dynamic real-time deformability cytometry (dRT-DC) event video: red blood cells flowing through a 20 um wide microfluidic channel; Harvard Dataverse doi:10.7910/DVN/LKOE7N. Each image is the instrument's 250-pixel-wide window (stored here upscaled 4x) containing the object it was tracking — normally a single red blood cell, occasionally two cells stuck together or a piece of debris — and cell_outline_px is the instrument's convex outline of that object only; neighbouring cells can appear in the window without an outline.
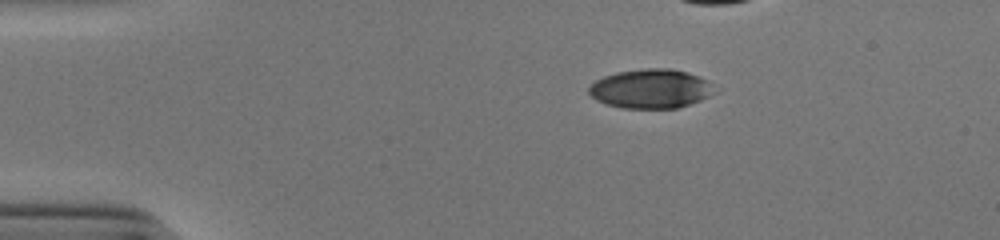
{"species": "human", "species_latin": "Homo sapiens", "temperature_condition": "cold", "stored_images_in_passage": 34, "camera_frame_rate_fps": 3000, "um_per_image_px": 0.085, "donor": {"sex": "male"}, "frame": {"image": 1, "passage_image": 1, "time_ms": 0.0, "image_size_px": [1000, 240], "cell_outline_px": [[716, 92], [700, 100], [676, 108], [624, 108], [608, 104], [596, 100], [588, 92], [588, 88], [596, 80], [604, 76], [616, 72], [644, 68], [668, 68], [688, 72], [700, 76], [708, 80]], "centroid_in_image_um": [55.32, 7.53], "position_along_channel_um": 29.7, "area_um2": 28.61}}
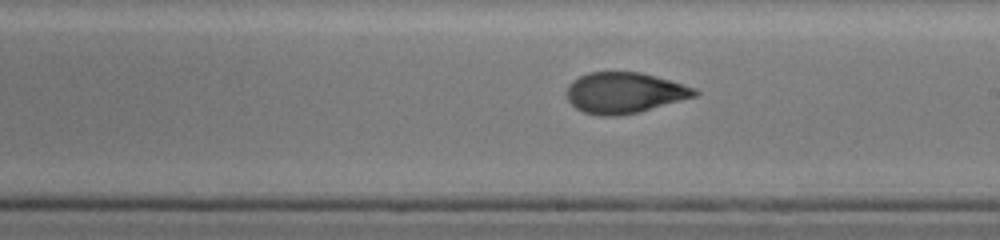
{"frame": {"image": 2, "passage_image": 22, "time_ms": 7.0, "image_size_px": [1000, 240], "cell_outline_px": [[700, 92], [696, 96], [640, 112], [616, 116], [600, 116], [584, 112], [576, 108], [568, 100], [564, 92], [568, 84], [572, 80], [588, 72], [640, 72], [656, 76], [696, 88]], "centroid_in_image_um": [53.05, 7.89], "position_along_channel_um": 236.0, "area_um2": 30.69}}
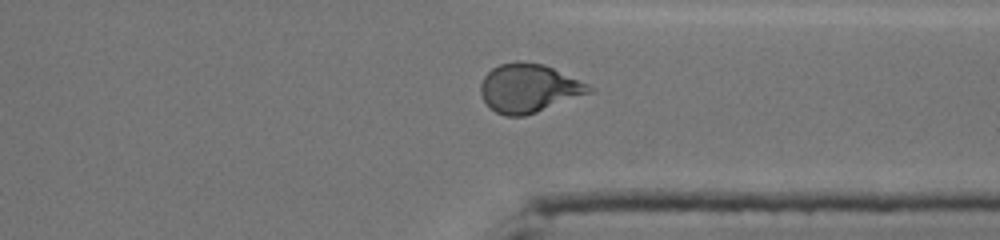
{"frame": {"image": 3, "passage_image": 32, "time_ms": 10.333, "image_size_px": [1000, 240], "cell_outline_px": [[596, 92], [524, 116], [504, 116], [496, 112], [484, 100], [480, 92], [480, 84], [484, 76], [492, 68], [500, 64], [516, 60], [520, 60], [544, 64], [588, 84], [596, 88]], "centroid_in_image_um": [44.99, 7.49], "position_along_channel_um": 366.4, "area_um2": 30.98}}